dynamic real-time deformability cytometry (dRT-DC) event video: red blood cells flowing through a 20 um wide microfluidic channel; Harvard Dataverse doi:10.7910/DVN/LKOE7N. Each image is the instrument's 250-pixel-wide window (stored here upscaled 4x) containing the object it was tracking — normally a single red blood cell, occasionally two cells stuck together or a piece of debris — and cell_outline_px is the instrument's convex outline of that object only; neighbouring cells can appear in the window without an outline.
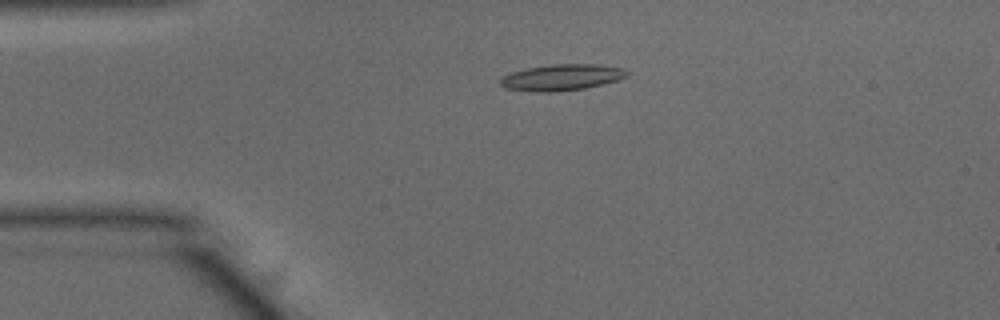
{"species": "common noctule bat (a hibernating species)", "species_latin": "Nyctalus noctula", "temperature_condition": "warm", "stored_images_in_passage": 51, "camera_frame_rate_fps": 3000, "um_per_image_px": 0.085, "animal": {"sex": "male", "body_mass_g": 15.6}, "frame": {"image": 1, "passage_image": 11, "time_ms": 3.333, "image_size_px": [1000, 320], "cell_outline_px": [[628, 76], [604, 84], [584, 88], [552, 92], [532, 92], [504, 88], [500, 84], [500, 76], [512, 72], [528, 68], [552, 64], [596, 64], [624, 68], [628, 72]], "centroid_in_image_um": [47.72, 6.58], "position_along_channel_um": 37.3, "area_um2": 19.42}}
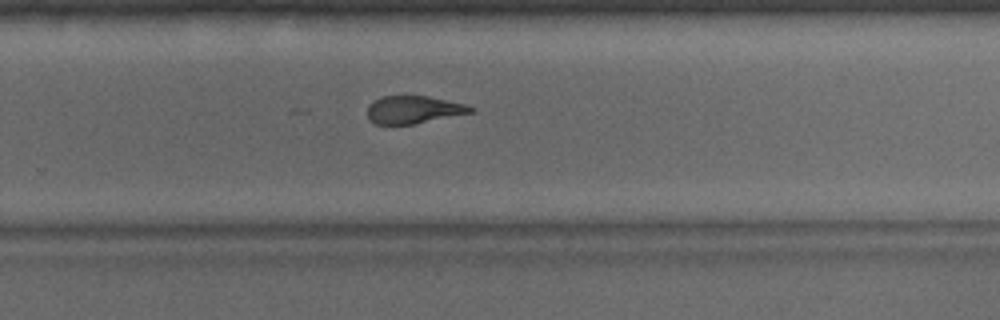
{"frame": {"image": 2, "passage_image": 33, "time_ms": 10.667, "image_size_px": [1000, 320], "cell_outline_px": [[476, 108], [472, 112], [412, 124], [376, 124], [368, 120], [368, 104], [384, 96], [428, 96], [464, 104]], "centroid_in_image_um": [35.12, 9.32], "position_along_channel_um": 294.7, "area_um2": 16.36}}
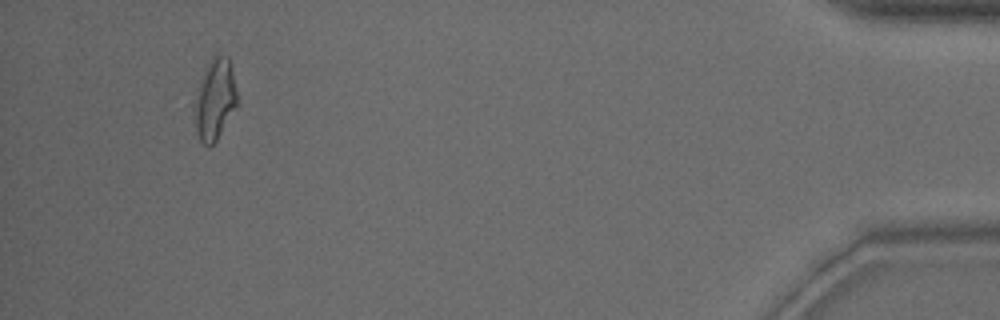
{"frame": {"image": 3, "passage_image": 48, "time_ms": 15.667, "image_size_px": [1000, 320], "cell_outline_px": [[240, 100], [236, 108], [216, 140], [208, 148], [200, 140], [196, 132], [192, 104], [196, 88], [212, 56], [228, 56]], "centroid_in_image_um": [18.25, 8.48], "position_along_channel_um": 416.9, "area_um2": 20.58}, "authors_computed_cell_mechanics": {"area_um2": 18.3804, "velocity_mm_per_s": 3.8926, "shape_relaxation_time_tau1_ms": 9.3101, "shape_relaxation_time_tau2_ms": 2.6149, "deformation_change_tau1": 0.3038, "deformation_change_tau2": 0.1106}}